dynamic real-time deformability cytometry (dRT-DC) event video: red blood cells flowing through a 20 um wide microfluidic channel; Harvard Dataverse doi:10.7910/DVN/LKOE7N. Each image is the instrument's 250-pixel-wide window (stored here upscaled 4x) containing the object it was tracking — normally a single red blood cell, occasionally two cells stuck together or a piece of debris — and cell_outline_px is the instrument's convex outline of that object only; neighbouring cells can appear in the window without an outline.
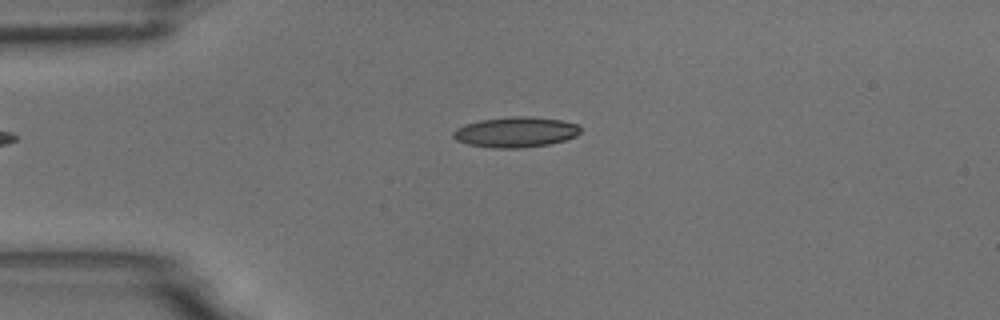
{"species": "common noctule bat (a hibernating species)", "species_latin": "Nyctalus noctula", "temperature_condition": "room temperature", "stored_images_in_passage": 4, "camera_frame_rate_fps": 3000, "um_per_image_px": 0.085, "animal": {"sex": "male", "body_mass_g": 18.8}, "frame": {"image": 1, "passage_image": 3, "time_ms": 2.333, "image_size_px": [1000, 320], "cell_outline_px": [[580, 132], [576, 136], [564, 140], [548, 144], [520, 148], [492, 148], [468, 144], [456, 140], [452, 136], [452, 132], [456, 128], [464, 124], [480, 120], [512, 116], [532, 116], [560, 120], [576, 124], [580, 128]], "centroid_in_image_um": [43.79, 11.22], "position_along_channel_um": 41.2, "area_um2": 22.54}}